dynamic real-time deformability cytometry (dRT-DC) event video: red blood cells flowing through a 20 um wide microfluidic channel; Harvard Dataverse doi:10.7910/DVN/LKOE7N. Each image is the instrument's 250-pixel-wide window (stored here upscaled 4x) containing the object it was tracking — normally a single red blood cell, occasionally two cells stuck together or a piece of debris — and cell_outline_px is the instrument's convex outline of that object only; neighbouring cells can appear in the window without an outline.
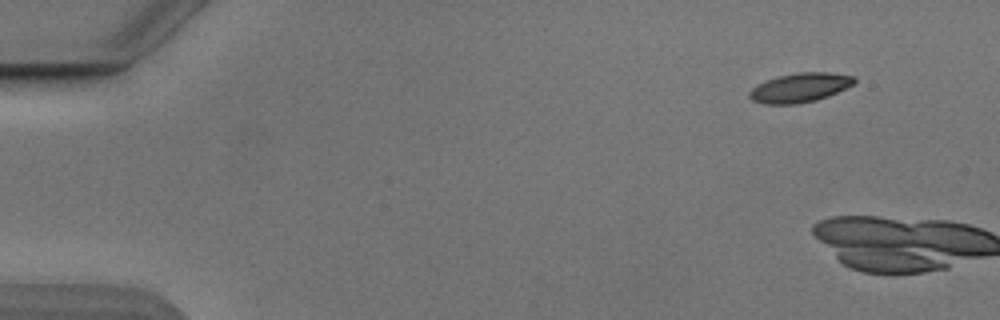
{"species": "Egyptian fruit bat (a non-hibernating species)", "species_latin": "Rousettus aegyptiacus", "temperature_condition": "cold", "stored_images_in_passage": 3, "camera_frame_rate_fps": 3000, "um_per_image_px": 0.085, "animal": {"sex": "male"}, "frame": {"image": 1, "passage_image": 1, "time_ms": 0.0, "image_size_px": [1000, 320], "cell_outline_px": [[856, 84], [828, 96], [816, 100], [796, 104], [764, 104], [752, 100], [748, 96], [748, 92], [756, 84], [780, 76], [796, 72], [828, 72], [856, 76]], "centroid_in_image_um": [68.02, 7.45], "position_along_channel_um": 17.0, "area_um2": 18.03}}